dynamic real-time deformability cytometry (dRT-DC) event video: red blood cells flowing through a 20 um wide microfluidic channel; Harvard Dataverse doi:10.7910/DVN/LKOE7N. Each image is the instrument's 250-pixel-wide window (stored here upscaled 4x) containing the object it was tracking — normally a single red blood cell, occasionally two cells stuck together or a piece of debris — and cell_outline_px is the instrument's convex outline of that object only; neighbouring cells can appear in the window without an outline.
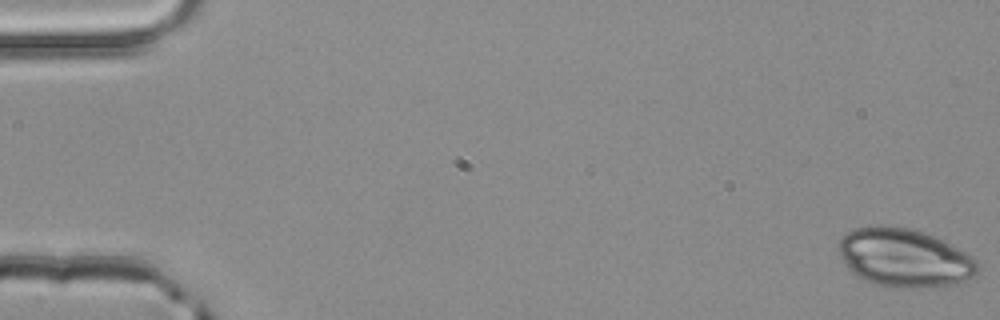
{"species": "common noctule bat (a hibernating species)", "species_latin": "Nyctalus noctula", "temperature_condition": "room temperature", "stored_images_in_passage": 52, "camera_frame_rate_fps": 3000, "um_per_image_px": 0.085, "animal": {"sex": "male", "body_mass_g": 20.4}, "frame": {"image": 1, "passage_image": 1, "time_ms": 0.0, "image_size_px": [1000, 320], "cell_outline_px": [[980, 268], [968, 284], [948, 288], [884, 288], [856, 276], [848, 268], [840, 256], [836, 248], [840, 240], [852, 228], [876, 224], [884, 224], [908, 228], [936, 236], [944, 240], [972, 256], [976, 260]], "centroid_in_image_um": [76.93, 21.95], "position_along_channel_um": 8.1, "area_um2": 49.01}}
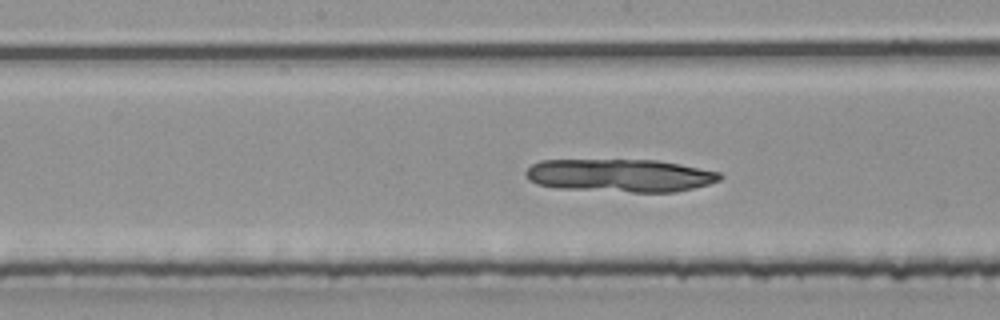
{"frame": {"image": 2, "passage_image": 27, "time_ms": 8.667, "image_size_px": [1000, 320], "cell_outline_px": [[724, 176], [720, 180], [708, 184], [676, 192], [632, 192], [560, 188], [536, 184], [528, 180], [524, 172], [532, 164], [540, 160], [656, 160], [680, 164], [720, 172]], "centroid_in_image_um": [52.7, 14.91], "position_along_channel_um": 195.5, "area_um2": 37.28}}
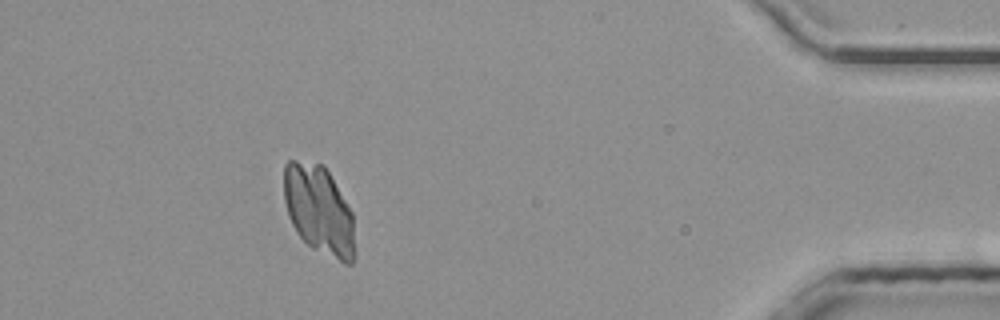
{"frame": {"image": 3, "passage_image": 47, "time_ms": 15.333, "image_size_px": [1000, 320], "cell_outline_px": [[356, 252], [352, 264], [344, 264], [312, 248], [296, 232], [288, 216], [284, 200], [284, 164], [288, 160], [296, 160], [324, 164], [352, 212]], "centroid_in_image_um": [27.12, 17.87], "position_along_channel_um": 408.1, "area_um2": 37.17}}